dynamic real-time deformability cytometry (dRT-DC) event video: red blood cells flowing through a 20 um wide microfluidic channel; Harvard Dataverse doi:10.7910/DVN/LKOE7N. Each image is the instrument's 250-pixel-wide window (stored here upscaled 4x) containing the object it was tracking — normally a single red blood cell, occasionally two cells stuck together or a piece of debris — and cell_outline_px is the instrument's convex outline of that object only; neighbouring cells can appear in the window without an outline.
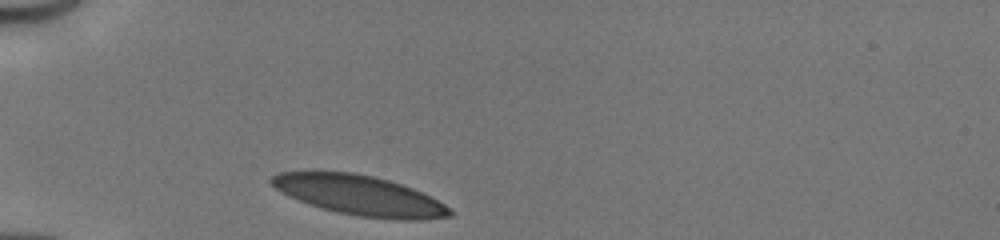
{"species": "human", "species_latin": "Homo sapiens", "temperature_condition": "cold", "stored_images_in_passage": 28, "camera_frame_rate_fps": 3000, "um_per_image_px": 0.085, "donor": {"sex": "male"}, "frame": {"image": 1, "passage_image": 1, "time_ms": 0.0, "image_size_px": [1000, 240], "cell_outline_px": [[452, 216], [420, 220], [396, 220], [360, 216], [340, 212], [308, 204], [276, 188], [268, 180], [272, 176], [280, 172], [308, 168], [352, 172], [372, 176], [388, 180], [412, 188], [452, 208]], "centroid_in_image_um": [30.51, 16.56], "position_along_channel_um": 54.5, "area_um2": 41.73}}
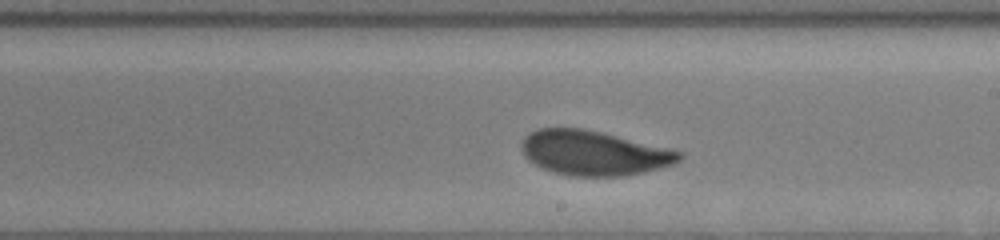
{"frame": {"image": 2, "passage_image": 16, "time_ms": 5.0, "image_size_px": [1000, 240], "cell_outline_px": [[684, 156], [680, 160], [672, 164], [644, 172], [620, 176], [572, 176], [552, 172], [540, 168], [528, 160], [524, 156], [520, 148], [520, 140], [528, 132], [536, 128], [584, 128], [668, 148], [684, 152]], "centroid_in_image_um": [50.4, 13.0], "position_along_channel_um": 238.6, "area_um2": 41.33}}
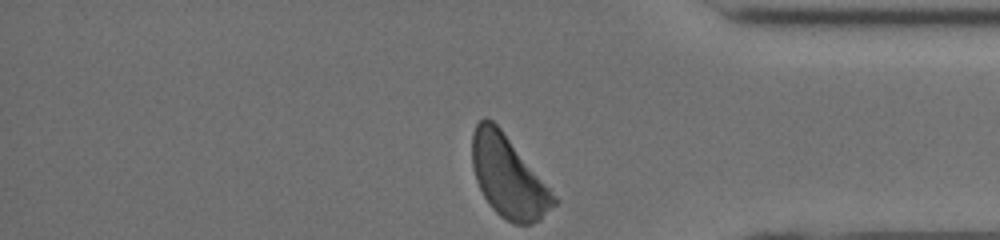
{"frame": {"image": 3, "passage_image": 28, "time_ms": 9.0, "image_size_px": [1000, 240], "cell_outline_px": [[560, 200], [540, 220], [532, 224], [512, 224], [500, 216], [492, 208], [484, 196], [476, 180], [472, 168], [472, 132], [476, 124], [484, 116], [492, 120], [500, 128]], "centroid_in_image_um": [43.21, 15.04], "position_along_channel_um": 392.0, "area_um2": 38.73}, "authors_computed_cell_mechanics": {"area_um2": 41.2981, "velocity_mm_per_s": 4.0985, "shape_relaxation_time_tau1_ms": 2.4131, "shape_relaxation_time_tau2_ms": 0.8432, "deformation_change_tau1": 0.125, "deformation_change_tau2": 0.056}}